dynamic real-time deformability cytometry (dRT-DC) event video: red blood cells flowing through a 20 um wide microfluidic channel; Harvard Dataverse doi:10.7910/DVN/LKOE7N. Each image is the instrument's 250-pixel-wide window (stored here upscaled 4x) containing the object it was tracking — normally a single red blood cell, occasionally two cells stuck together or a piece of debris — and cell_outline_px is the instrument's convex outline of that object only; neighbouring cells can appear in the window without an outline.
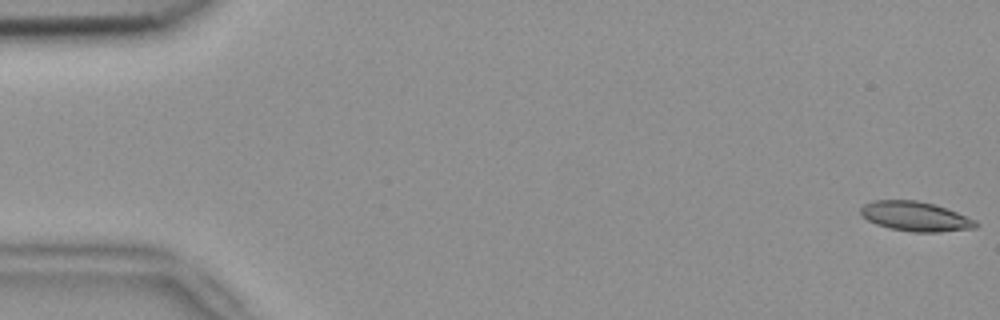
{"species": "common noctule bat (a hibernating species)", "species_latin": "Nyctalus noctula", "temperature_condition": "room temperature", "stored_images_in_passage": 55, "camera_frame_rate_fps": 3000, "um_per_image_px": 0.085, "animal": {"sex": "female", "body_mass_g": 18.4}, "frame": {"image": 1, "passage_image": 1, "time_ms": 0.0, "image_size_px": [1000, 320], "cell_outline_px": [[980, 224], [976, 228], [940, 232], [912, 232], [892, 228], [876, 224], [868, 220], [860, 212], [860, 208], [864, 204], [872, 200], [916, 200], [936, 204], [976, 220]], "centroid_in_image_um": [77.84, 18.39], "position_along_channel_um": 7.2, "area_um2": 19.88}}
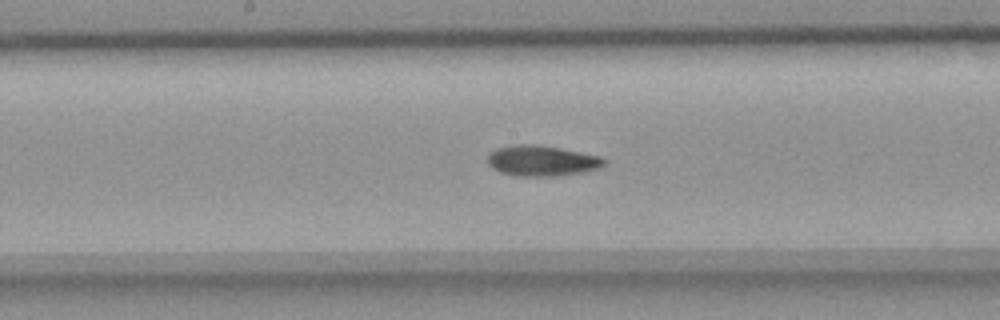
{"frame": {"image": 2, "passage_image": 28, "time_ms": 9.0, "image_size_px": [1000, 320], "cell_outline_px": [[608, 160], [600, 168], [584, 172], [560, 176], [516, 176], [500, 172], [492, 168], [488, 164], [488, 152], [496, 148], [512, 144], [536, 144], [560, 148], [600, 156]], "centroid_in_image_um": [46.04, 13.66], "position_along_channel_um": 202.2, "area_um2": 21.1}}
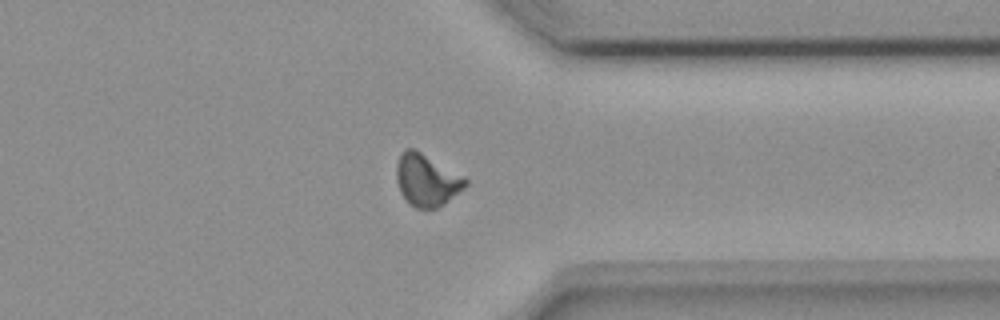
{"frame": {"image": 3, "passage_image": 42, "time_ms": 13.667, "image_size_px": [1000, 320], "cell_outline_px": [[468, 184], [464, 188], [444, 204], [436, 208], [416, 208], [408, 204], [400, 192], [396, 180], [396, 164], [400, 152], [404, 148], [416, 148], [464, 176], [468, 180]], "centroid_in_image_um": [36.24, 15.28], "position_along_channel_um": 375.2, "area_um2": 21.33}, "authors_computed_cell_mechanics": {"area_um2": 20.1722, "velocity_mm_per_s": 3.7887, "shape_relaxation_time_tau1_ms": null, "shape_relaxation_time_tau2_ms": 9.017, "deformation_change_tau1": null, "deformation_change_tau2": 0.1639}}